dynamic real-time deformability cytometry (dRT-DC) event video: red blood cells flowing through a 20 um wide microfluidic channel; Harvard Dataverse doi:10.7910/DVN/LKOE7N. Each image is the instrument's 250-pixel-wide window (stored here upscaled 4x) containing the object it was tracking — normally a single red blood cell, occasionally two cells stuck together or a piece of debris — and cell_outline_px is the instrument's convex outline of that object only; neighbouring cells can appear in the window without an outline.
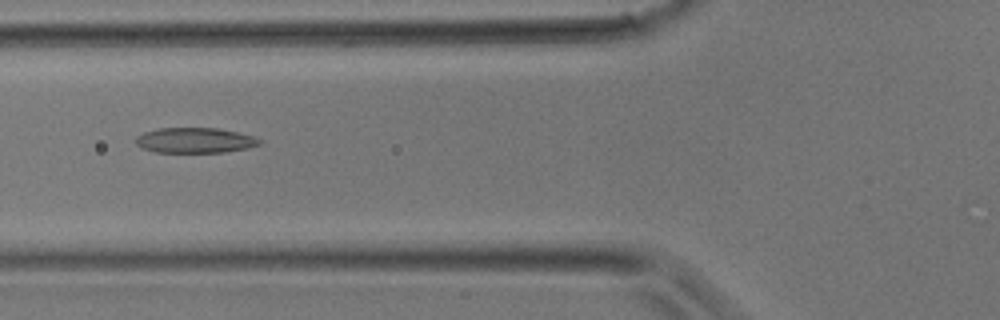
{"species": "common noctule bat (a hibernating species)", "species_latin": "Nyctalus noctula", "temperature_condition": "room temperature", "stored_images_in_passage": 27, "camera_frame_rate_fps": 3000, "um_per_image_px": 0.085, "animal": {"sex": "male", "body_mass_g": 17.9}, "frame": {"image": 1, "passage_image": 4, "time_ms": 1.0, "image_size_px": [1000, 320], "cell_outline_px": [[264, 140], [260, 144], [248, 148], [224, 152], [156, 152], [140, 148], [136, 144], [136, 136], [144, 132], [160, 128], [216, 128], [236, 132], [252, 136]], "centroid_in_image_um": [16.56, 11.93], "position_along_channel_um": 109.2, "area_um2": 18.21}}
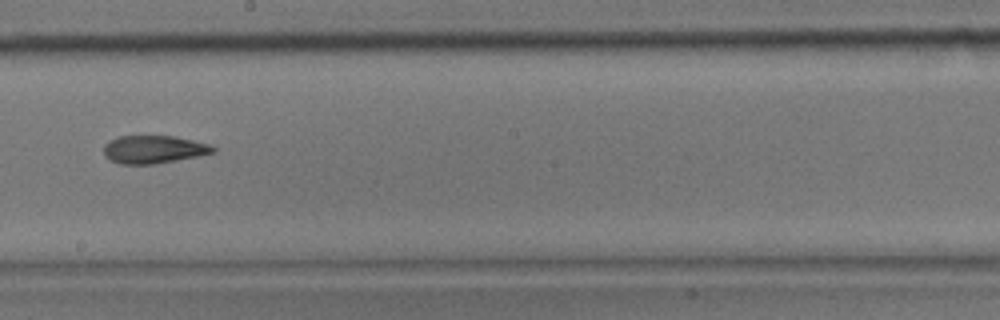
{"frame": {"image": 2, "passage_image": 11, "time_ms": 3.333, "image_size_px": [1000, 320], "cell_outline_px": [[216, 152], [200, 156], [152, 164], [120, 164], [104, 156], [104, 144], [108, 140], [120, 136], [172, 136], [192, 140], [208, 144], [216, 148]], "centroid_in_image_um": [13.05, 12.7], "position_along_channel_um": 235.1, "area_um2": 17.74}}
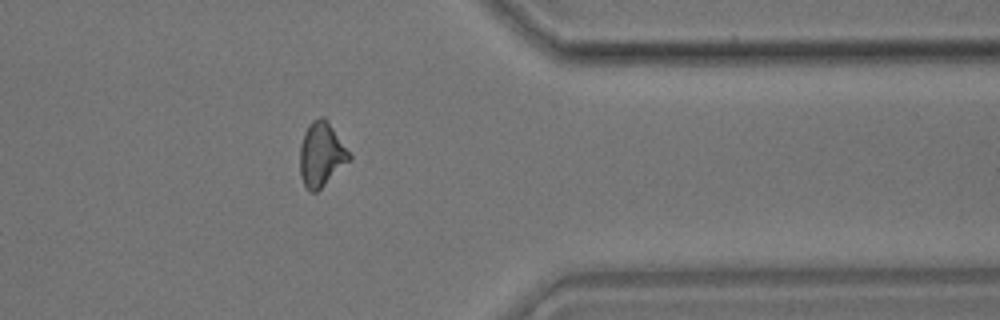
{"frame": {"image": 3, "passage_image": 20, "time_ms": 6.333, "image_size_px": [1000, 320], "cell_outline_px": [[352, 160], [316, 192], [308, 192], [300, 176], [300, 144], [304, 132], [308, 124], [312, 120], [320, 116], [324, 116], [328, 120], [352, 156]], "centroid_in_image_um": [27.32, 13.11], "position_along_channel_um": 384.1, "area_um2": 18.79}}